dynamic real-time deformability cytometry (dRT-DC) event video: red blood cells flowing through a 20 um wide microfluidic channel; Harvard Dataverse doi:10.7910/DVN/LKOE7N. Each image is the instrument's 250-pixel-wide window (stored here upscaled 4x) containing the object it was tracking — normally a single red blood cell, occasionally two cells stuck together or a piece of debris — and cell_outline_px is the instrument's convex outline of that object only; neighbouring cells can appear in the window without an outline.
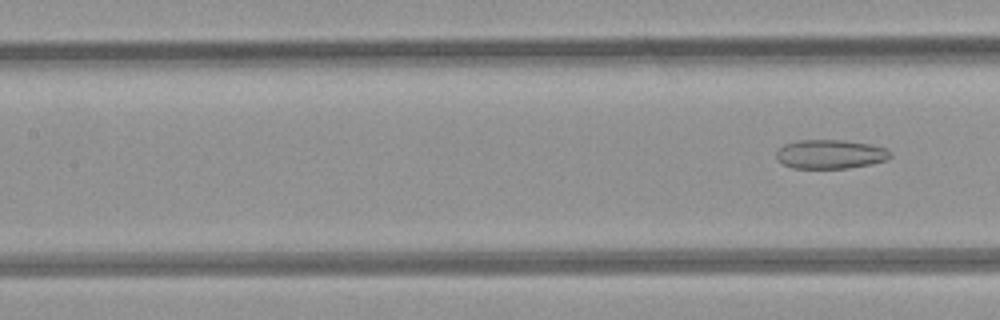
{"species": "common noctule bat (a hibernating species)", "species_latin": "Nyctalus noctula", "temperature_condition": "room temperature", "stored_images_in_passage": 5, "segment_of_instrument_passage": [2, 2], "camera_frame_rate_fps": 3000, "um_per_image_px": 0.085, "animal": {"sex": "female", "body_mass_g": 21.9}, "frame": {"image": 1, "passage_image": 5, "time_ms": 5.333, "image_size_px": [1000, 320], "cell_outline_px": [[892, 156], [888, 160], [848, 168], [792, 168], [784, 164], [776, 156], [776, 152], [784, 144], [796, 140], [844, 140], [868, 144], [888, 148], [892, 152]], "centroid_in_image_um": [70.61, 13.1], "position_along_channel_um": 136.8, "area_um2": 19.31}}